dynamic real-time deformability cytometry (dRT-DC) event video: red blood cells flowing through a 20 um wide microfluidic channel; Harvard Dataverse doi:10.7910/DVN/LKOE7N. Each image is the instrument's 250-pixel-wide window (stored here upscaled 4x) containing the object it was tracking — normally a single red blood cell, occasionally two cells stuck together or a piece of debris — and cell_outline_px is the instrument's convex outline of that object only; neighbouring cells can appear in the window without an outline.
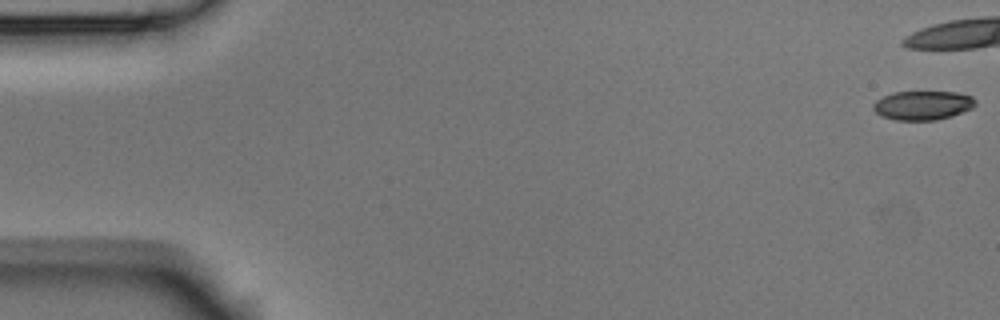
{"species": "Egyptian fruit bat (a non-hibernating species)", "species_latin": "Rousettus aegyptiacus", "temperature_condition": "room temperature", "stored_images_in_passage": 7, "camera_frame_rate_fps": 3000, "um_per_image_px": 0.085, "animal": {"sex": "male"}, "frame": {"image": 1, "passage_image": 1, "time_ms": 0.0, "image_size_px": [1000, 320], "cell_outline_px": [[976, 104], [972, 108], [952, 116], [936, 120], [896, 120], [880, 116], [872, 108], [872, 104], [876, 100], [892, 92], [956, 92], [972, 96], [976, 100]], "centroid_in_image_um": [78.42, 8.95], "position_along_channel_um": 6.6, "area_um2": 17.4}}
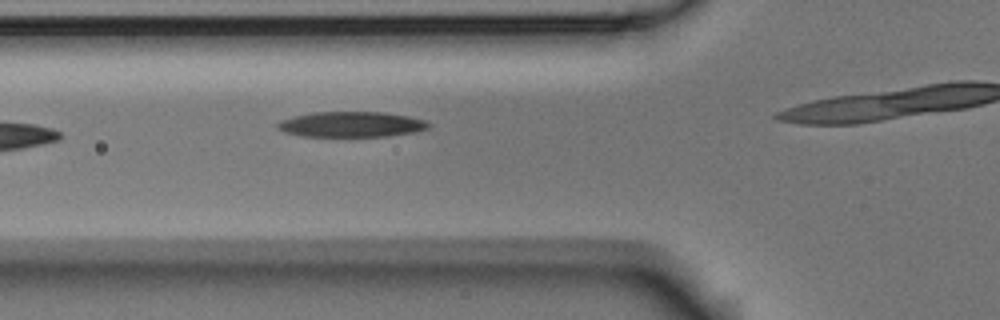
{"frame": {"image": 2, "passage_image": 6, "time_ms": 1.667, "image_size_px": [1000, 320], "cell_outline_px": [[432, 124], [428, 128], [416, 132], [388, 136], [300, 136], [284, 132], [276, 128], [276, 124], [280, 120], [312, 112], [384, 112], [408, 116], [424, 120]], "centroid_in_image_um": [29.86, 10.57], "position_along_channel_um": 95.9, "area_um2": 22.43}}